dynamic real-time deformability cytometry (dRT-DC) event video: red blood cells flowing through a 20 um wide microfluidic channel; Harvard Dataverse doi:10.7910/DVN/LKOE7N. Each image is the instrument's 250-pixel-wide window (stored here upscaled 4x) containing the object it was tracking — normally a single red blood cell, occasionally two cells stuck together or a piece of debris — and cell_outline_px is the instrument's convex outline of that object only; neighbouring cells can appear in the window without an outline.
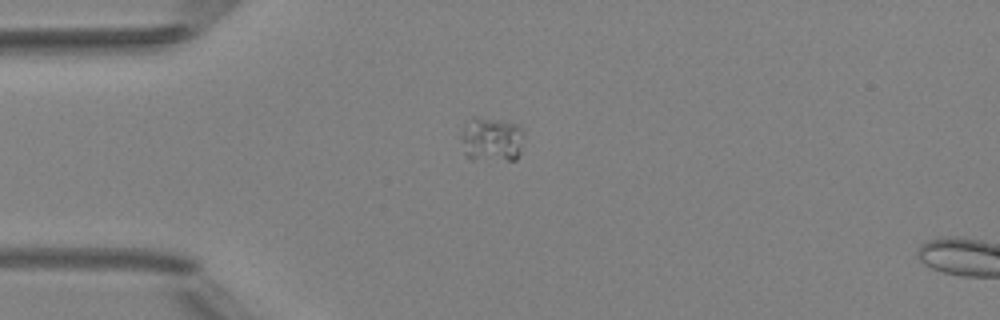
{"species": "Egyptian fruit bat (a non-hibernating species)", "species_latin": "Rousettus aegyptiacus", "temperature_condition": "room temperature", "stored_images_in_passage": 4, "camera_frame_rate_fps": 3000, "um_per_image_px": 0.085, "animal": {"sex": "female"}, "frame": {"image": 1, "passage_image": 1, "time_ms": 0.0, "image_size_px": [1000, 320], "cell_outline_px": [[524, 136], [520, 156], [516, 160], [472, 160], [464, 152], [460, 140], [460, 136], [464, 128], [472, 116], [476, 116], [500, 120], [516, 124], [524, 132]], "centroid_in_image_um": [41.8, 11.87], "position_along_channel_um": 43.2, "area_um2": 16.7}}
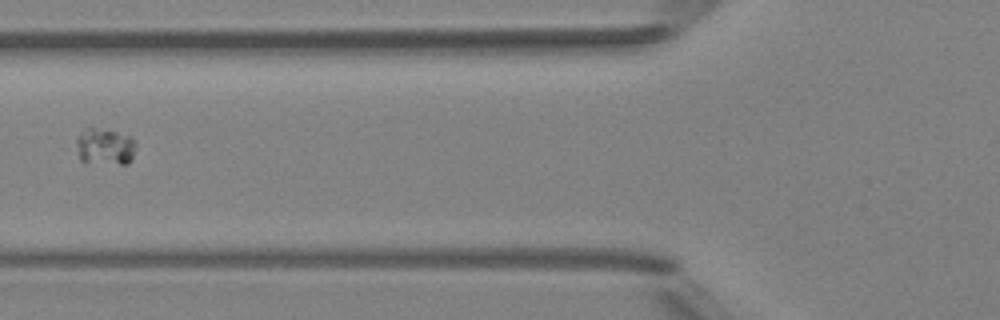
{"frame": {"image": 2, "passage_image": 3, "time_ms": 2.333, "image_size_px": [1000, 320], "cell_outline_px": [[136, 148], [132, 160], [128, 164], [84, 164], [80, 160], [76, 140], [88, 128], [92, 128], [116, 132], [132, 136], [136, 144]], "centroid_in_image_um": [8.97, 12.53], "position_along_channel_um": 116.8, "area_um2": 12.89}}